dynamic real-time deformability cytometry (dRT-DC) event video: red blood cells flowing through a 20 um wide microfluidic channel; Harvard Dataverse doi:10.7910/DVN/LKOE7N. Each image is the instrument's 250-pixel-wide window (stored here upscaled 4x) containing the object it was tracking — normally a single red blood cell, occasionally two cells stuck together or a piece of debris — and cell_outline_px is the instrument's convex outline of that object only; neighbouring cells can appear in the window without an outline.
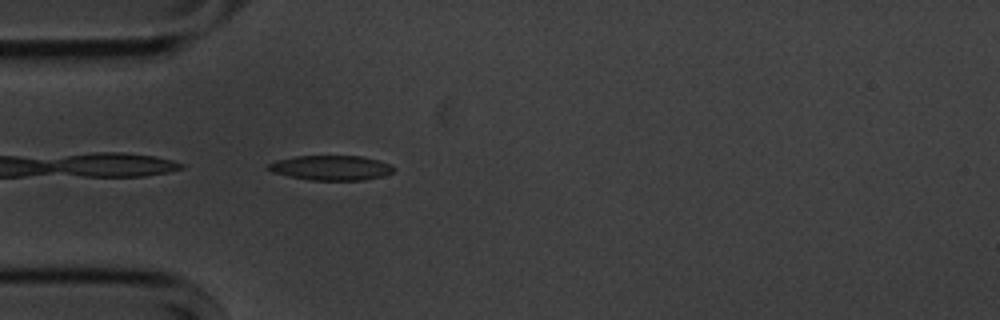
{"species": "common noctule bat (a hibernating species)", "species_latin": "Nyctalus noctula", "temperature_condition": "cold", "stored_images_in_passage": 21, "camera_frame_rate_fps": 3000, "um_per_image_px": 0.085, "animal": {"sex": "male", "body_mass_g": 20.1, "forearm_length_mm": 53.5}, "frame": {"image": 1, "passage_image": 2, "time_ms": 0.333, "image_size_px": [1000, 320], "cell_outline_px": [[396, 168], [392, 172], [384, 176], [364, 180], [308, 180], [288, 176], [272, 172], [264, 168], [268, 164], [276, 160], [296, 156], [364, 156], [380, 160], [392, 164]], "centroid_in_image_um": [28.16, 14.26], "position_along_channel_um": 56.8, "area_um2": 18.44}}
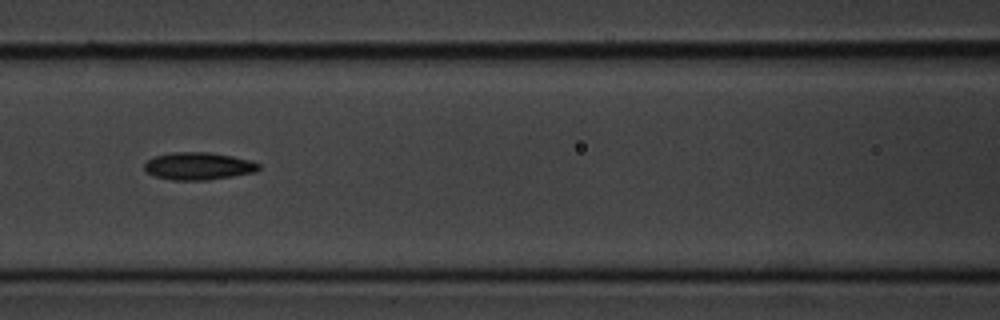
{"frame": {"image": 2, "passage_image": 10, "time_ms": 3.0, "image_size_px": [1000, 320], "cell_outline_px": [[260, 168], [256, 172], [208, 180], [172, 180], [152, 176], [144, 168], [144, 164], [148, 160], [156, 156], [172, 152], [208, 152], [232, 156], [252, 160], [260, 164]], "centroid_in_image_um": [16.88, 14.12], "position_along_channel_um": 149.7, "area_um2": 18.38}}
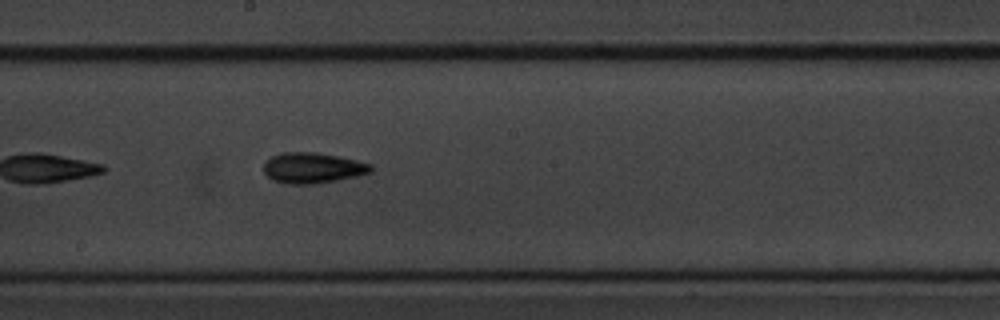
{"frame": {"image": 3, "passage_image": 16, "time_ms": 5.0, "image_size_px": [1000, 320], "cell_outline_px": [[372, 172], [356, 176], [336, 180], [312, 184], [288, 184], [272, 180], [264, 172], [264, 160], [280, 152], [316, 152], [340, 156], [372, 164]], "centroid_in_image_um": [26.56, 14.26], "position_along_channel_um": 221.6, "area_um2": 19.25}}